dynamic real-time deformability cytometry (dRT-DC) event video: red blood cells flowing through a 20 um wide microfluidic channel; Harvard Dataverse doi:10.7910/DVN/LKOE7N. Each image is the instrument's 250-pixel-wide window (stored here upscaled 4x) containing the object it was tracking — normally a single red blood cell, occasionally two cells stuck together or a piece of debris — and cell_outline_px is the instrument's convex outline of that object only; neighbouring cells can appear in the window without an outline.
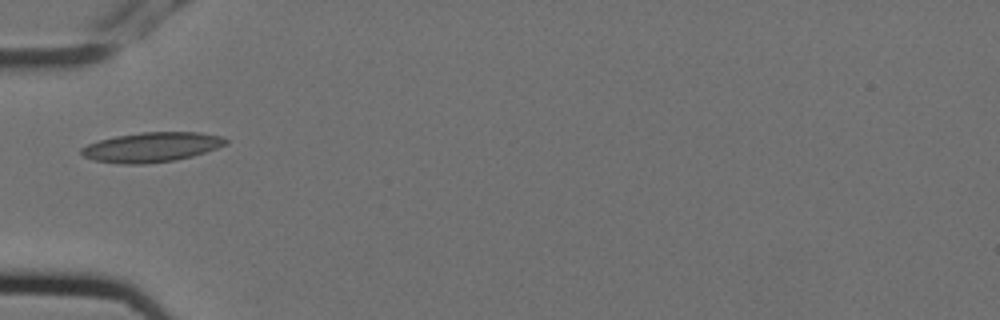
{"species": "Egyptian fruit bat (a non-hibernating species)", "species_latin": "Rousettus aegyptiacus", "temperature_condition": "cold", "stored_images_in_passage": 1, "camera_frame_rate_fps": 3000, "um_per_image_px": 0.085, "animal": {"sex": "female"}, "frame": {"image": 1, "passage_image": 1, "time_ms": 0.0, "image_size_px": [1000, 320], "cell_outline_px": [[228, 144], [192, 156], [176, 160], [144, 164], [120, 164], [96, 160], [84, 156], [80, 152], [80, 148], [88, 144], [100, 140], [116, 136], [140, 132], [200, 132], [220, 136], [228, 140]], "centroid_in_image_um": [12.89, 12.5], "position_along_channel_um": 72.1, "area_um2": 24.91}}